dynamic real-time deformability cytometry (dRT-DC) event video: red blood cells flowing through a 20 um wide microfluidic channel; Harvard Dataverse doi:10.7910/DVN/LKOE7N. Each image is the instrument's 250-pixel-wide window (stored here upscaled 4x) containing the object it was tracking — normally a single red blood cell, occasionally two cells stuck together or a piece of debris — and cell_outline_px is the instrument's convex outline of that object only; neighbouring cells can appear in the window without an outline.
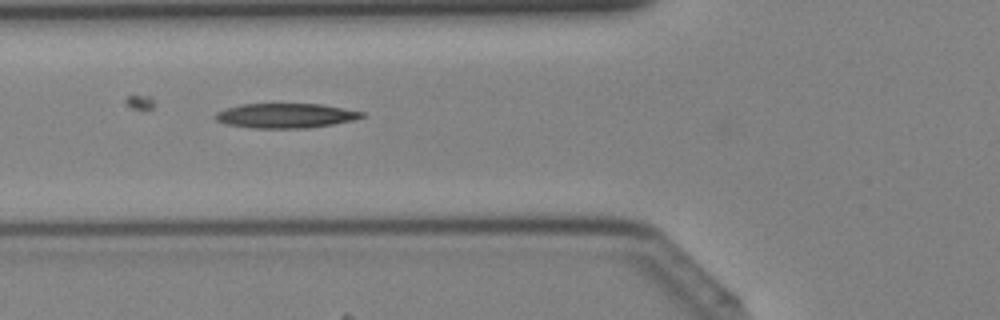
{"species": "Egyptian fruit bat (a non-hibernating species)", "species_latin": "Rousettus aegyptiacus", "temperature_condition": "cold", "stored_images_in_passage": 32, "camera_frame_rate_fps": 3000, "um_per_image_px": 0.085, "animal": {"sex": "female"}, "frame": {"image": 1, "passage_image": 11, "time_ms": 3.333, "image_size_px": [1000, 320], "cell_outline_px": [[364, 116], [352, 120], [332, 124], [304, 128], [252, 128], [224, 124], [216, 120], [212, 116], [216, 112], [240, 104], [320, 104], [364, 112]], "centroid_in_image_um": [24.2, 9.83], "position_along_channel_um": 101.6, "area_um2": 20.92}}
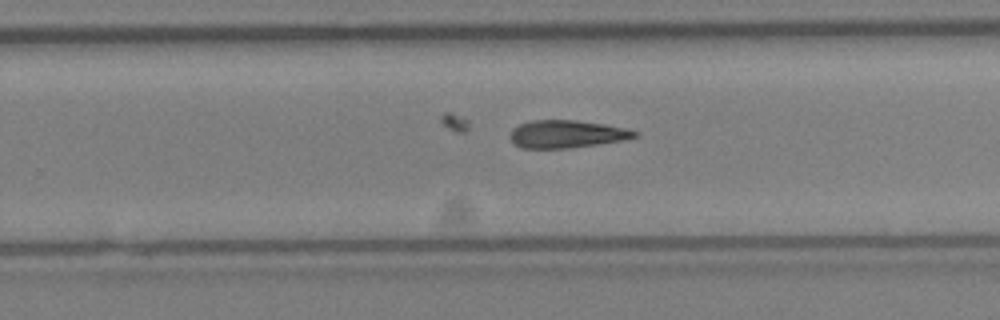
{"frame": {"image": 2, "passage_image": 22, "time_ms": 7.0, "image_size_px": [1000, 320], "cell_outline_px": [[640, 136], [624, 140], [568, 148], [520, 148], [512, 140], [512, 128], [520, 124], [532, 120], [576, 120], [604, 124], [624, 128], [640, 132]], "centroid_in_image_um": [48.21, 11.39], "position_along_channel_um": 281.6, "area_um2": 19.94}}
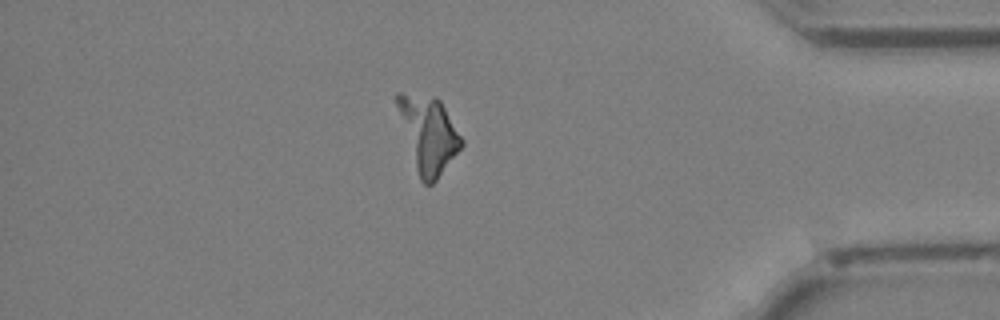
{"frame": {"image": 3, "passage_image": 31, "time_ms": 10.0, "image_size_px": [1000, 320], "cell_outline_px": [[464, 144], [436, 180], [432, 184], [424, 184], [420, 180], [416, 168], [396, 104], [396, 92], [400, 92], [436, 96], [440, 100], [464, 140]], "centroid_in_image_um": [36.43, 11.38], "position_along_channel_um": 398.8, "area_um2": 27.86}}